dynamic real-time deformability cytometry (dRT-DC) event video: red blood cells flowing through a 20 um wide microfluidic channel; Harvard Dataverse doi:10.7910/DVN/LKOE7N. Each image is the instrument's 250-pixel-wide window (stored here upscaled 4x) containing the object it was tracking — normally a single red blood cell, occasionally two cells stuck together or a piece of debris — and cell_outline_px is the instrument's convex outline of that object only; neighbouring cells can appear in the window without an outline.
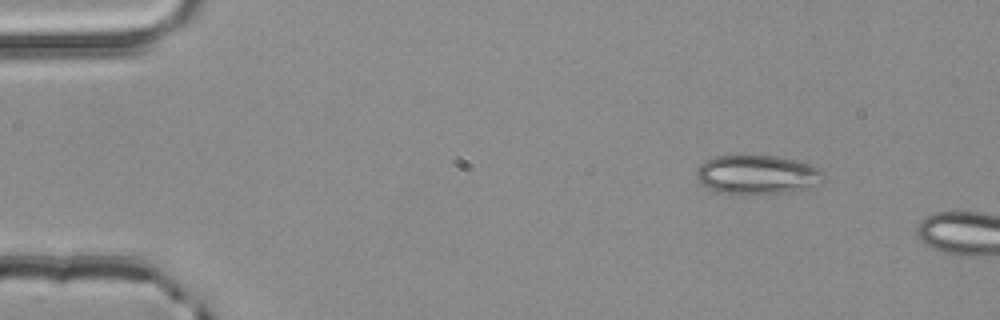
{"species": "common noctule bat (a hibernating species)", "species_latin": "Nyctalus noctula", "temperature_condition": "room temperature", "stored_images_in_passage": 2, "camera_frame_rate_fps": 3000, "um_per_image_px": 0.085, "animal": {"sex": "male", "body_mass_g": 20.4}, "frame": {"image": 1, "passage_image": 1, "time_ms": 0.0, "image_size_px": [1000, 320], "cell_outline_px": [[824, 180], [808, 188], [792, 192], [744, 196], [732, 196], [708, 188], [696, 176], [696, 172], [700, 164], [704, 160], [716, 156], [776, 156], [808, 164], [820, 168], [824, 172]], "centroid_in_image_um": [64.36, 14.89], "position_along_channel_um": 20.6, "area_um2": 29.42}}